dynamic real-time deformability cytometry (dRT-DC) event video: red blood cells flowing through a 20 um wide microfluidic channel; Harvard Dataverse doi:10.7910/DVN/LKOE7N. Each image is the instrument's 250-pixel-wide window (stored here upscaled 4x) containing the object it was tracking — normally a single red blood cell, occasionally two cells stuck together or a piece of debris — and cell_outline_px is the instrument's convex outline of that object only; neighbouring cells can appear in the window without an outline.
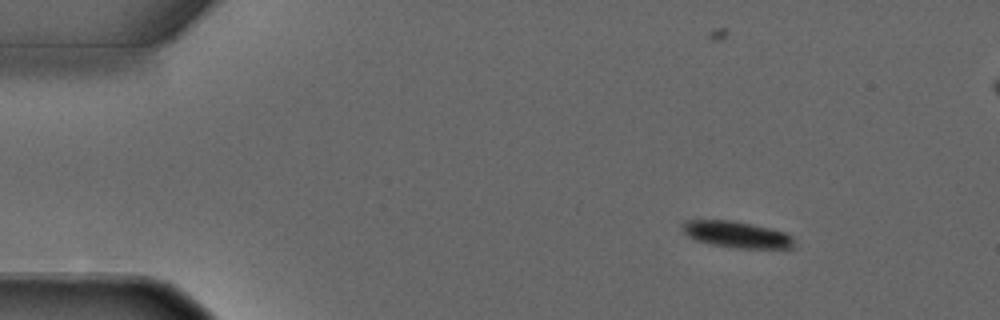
{"species": "common noctule bat (a hibernating species)", "species_latin": "Nyctalus noctula", "temperature_condition": "warm", "stored_images_in_passage": 4, "camera_frame_rate_fps": 3000, "um_per_image_px": 0.085, "animal": {"sex": "male", "forearm_length_mm": 52.5}, "frame": {"image": 1, "passage_image": 1, "time_ms": 0.0, "image_size_px": [1000, 320], "cell_outline_px": [[796, 248], [732, 248], [712, 244], [696, 240], [688, 236], [684, 232], [680, 224], [684, 220], [732, 220], [772, 228], [784, 232], [792, 236]], "centroid_in_image_um": [62.62, 19.93], "position_along_channel_um": 22.4, "area_um2": 17.4}}